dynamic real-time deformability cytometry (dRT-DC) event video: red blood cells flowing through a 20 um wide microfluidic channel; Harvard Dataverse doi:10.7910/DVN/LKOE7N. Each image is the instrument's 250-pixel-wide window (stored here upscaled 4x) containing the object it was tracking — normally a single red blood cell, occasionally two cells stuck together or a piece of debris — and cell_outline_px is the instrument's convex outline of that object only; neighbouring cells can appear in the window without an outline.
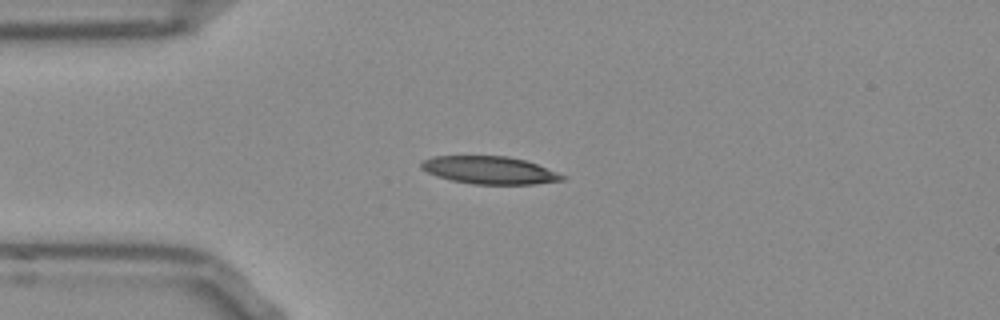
{"species": "Egyptian fruit bat (a non-hibernating species)", "species_latin": "Rousettus aegyptiacus", "temperature_condition": "room temperature", "stored_images_in_passage": 40, "camera_frame_rate_fps": 3000, "um_per_image_px": 0.085, "frame": {"image": 1, "passage_image": 1, "time_ms": 0.0, "image_size_px": [1000, 320], "cell_outline_px": [[568, 176], [564, 180], [532, 184], [472, 184], [452, 180], [428, 172], [420, 168], [420, 164], [424, 160], [432, 156], [508, 156], [524, 160], [536, 164]], "centroid_in_image_um": [41.63, 14.46], "position_along_channel_um": 43.4, "area_um2": 22.54}}
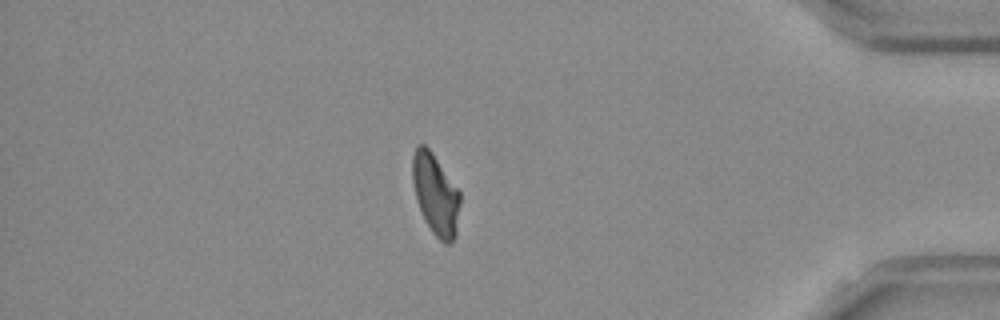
{"frame": {"image": 2, "passage_image": 33, "time_ms": 10.667, "image_size_px": [1000, 320], "cell_outline_px": [[460, 200], [456, 236], [448, 244], [444, 244], [432, 232], [420, 208], [416, 196], [412, 180], [412, 156], [416, 144], [424, 144], [432, 152], [460, 192]], "centroid_in_image_um": [37.02, 16.49], "position_along_channel_um": 398.2, "area_um2": 22.2}}
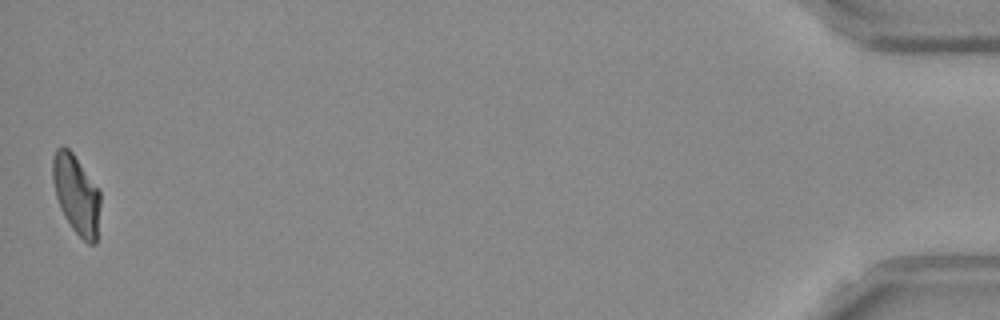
{"frame": {"image": 3, "passage_image": 40, "time_ms": 13.0, "image_size_px": [1000, 320], "cell_outline_px": [[100, 204], [96, 244], [88, 244], [72, 228], [64, 216], [60, 208], [56, 196], [52, 180], [52, 160], [56, 148], [60, 144], [64, 144], [72, 152], [100, 188]], "centroid_in_image_um": [6.48, 16.48], "position_along_channel_um": 428.7, "area_um2": 22.31}, "authors_computed_cell_mechanics": {"area_um2": 22.6576, "velocity_mm_per_s": 3.8568, "shape_relaxation_time_tau1_ms": null, "shape_relaxation_time_tau2_ms": 2.0675, "deformation_change_tau1": null, "deformation_change_tau2": 0.1011}}